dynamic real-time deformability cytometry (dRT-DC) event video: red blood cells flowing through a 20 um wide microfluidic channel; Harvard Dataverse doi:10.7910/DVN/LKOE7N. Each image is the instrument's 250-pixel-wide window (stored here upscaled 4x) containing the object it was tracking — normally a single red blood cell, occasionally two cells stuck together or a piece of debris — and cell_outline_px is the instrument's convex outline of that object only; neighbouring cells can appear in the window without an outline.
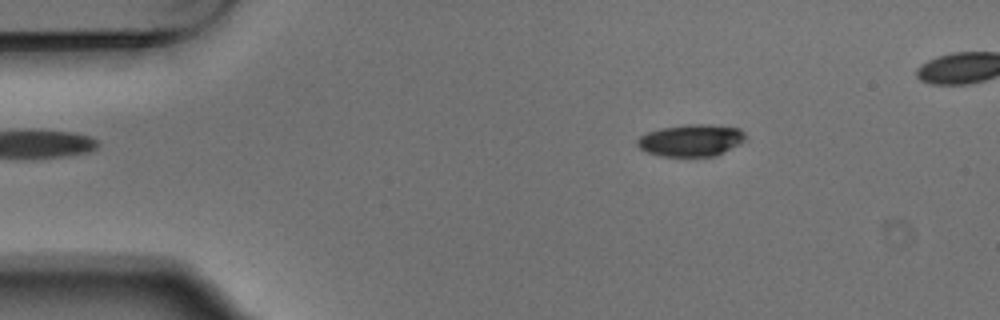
{"species": "Egyptian fruit bat (a non-hibernating species)", "species_latin": "Rousettus aegyptiacus", "temperature_condition": "warm", "stored_images_in_passage": 4, "camera_frame_rate_fps": 3000, "um_per_image_px": 0.085, "animal": {"sex": "male"}, "frame": {"image": 1, "passage_image": 1, "time_ms": 0.0, "image_size_px": [1000, 320], "cell_outline_px": [[744, 140], [740, 144], [716, 156], [664, 156], [648, 152], [640, 148], [636, 144], [636, 140], [640, 136], [648, 132], [660, 128], [684, 124], [712, 124], [740, 128], [744, 132]], "centroid_in_image_um": [58.75, 11.91], "position_along_channel_um": 26.2, "area_um2": 20.23}}